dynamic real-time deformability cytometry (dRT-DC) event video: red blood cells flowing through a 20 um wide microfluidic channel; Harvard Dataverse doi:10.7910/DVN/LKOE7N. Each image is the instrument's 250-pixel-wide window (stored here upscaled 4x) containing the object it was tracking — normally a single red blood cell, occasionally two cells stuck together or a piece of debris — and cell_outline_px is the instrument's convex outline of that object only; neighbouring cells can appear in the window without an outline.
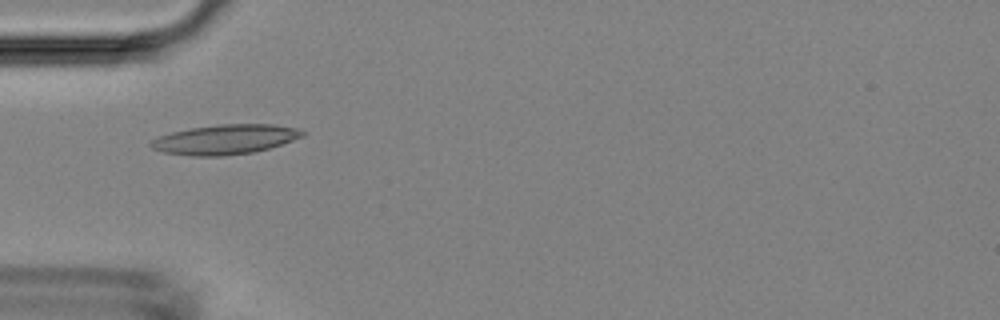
{"species": "Egyptian fruit bat (a non-hibernating species)", "species_latin": "Rousettus aegyptiacus", "temperature_condition": "room temperature", "stored_images_in_passage": 6, "camera_frame_rate_fps": 3000, "um_per_image_px": 0.085, "animal": {"sex": "female"}, "frame": {"image": 1, "passage_image": 5, "time_ms": 4.667, "image_size_px": [1000, 320], "cell_outline_px": [[304, 136], [256, 152], [224, 156], [192, 156], [164, 152], [152, 148], [148, 144], [152, 140], [160, 136], [172, 132], [192, 128], [220, 124], [276, 124], [300, 128], [304, 132]], "centroid_in_image_um": [19.16, 11.85], "position_along_channel_um": 65.8, "area_um2": 26.24}}